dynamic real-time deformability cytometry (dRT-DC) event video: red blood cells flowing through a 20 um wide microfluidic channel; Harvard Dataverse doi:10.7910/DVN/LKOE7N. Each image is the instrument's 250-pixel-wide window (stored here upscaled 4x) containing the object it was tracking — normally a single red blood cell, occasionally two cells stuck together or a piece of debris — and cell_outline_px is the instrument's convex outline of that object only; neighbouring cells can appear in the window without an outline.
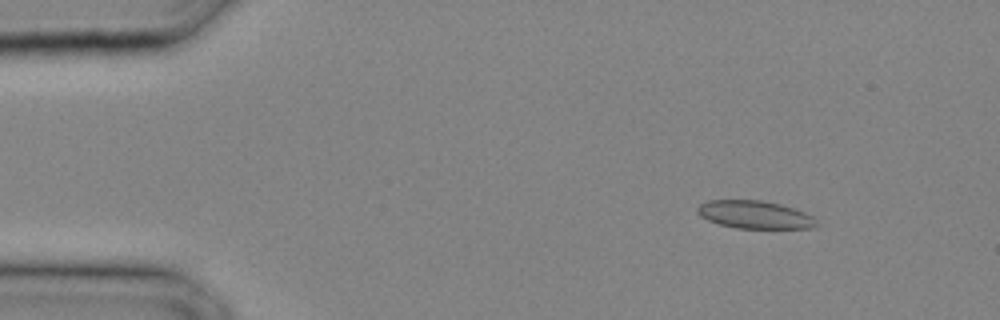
{"species": "common noctule bat (a hibernating species)", "species_latin": "Nyctalus noctula", "temperature_condition": "cold", "stored_images_in_passage": 30, "camera_frame_rate_fps": 3000, "um_per_image_px": 0.085, "animal": {"sex": "male", "body_mass_g": 20.4}, "frame": {"image": 1, "passage_image": 4, "time_ms": 1.0, "image_size_px": [1000, 320], "cell_outline_px": [[820, 224], [812, 228], [736, 228], [720, 224], [708, 220], [700, 216], [696, 212], [696, 208], [700, 204], [708, 200], [760, 200], [780, 204], [804, 212], [812, 216]], "centroid_in_image_um": [64.14, 18.24], "position_along_channel_um": 20.9, "area_um2": 19.31}}
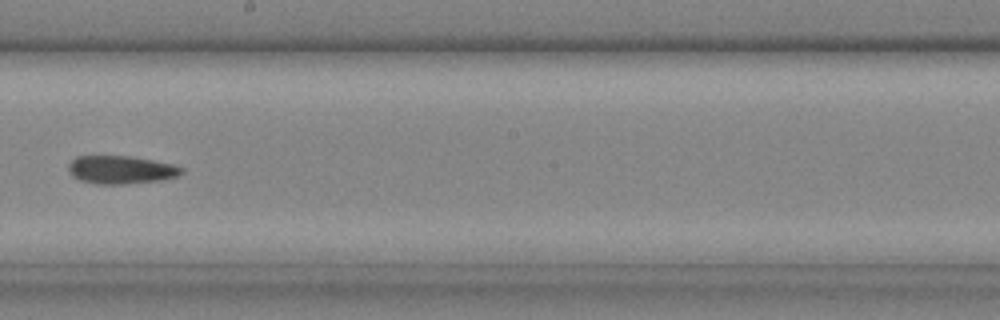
{"frame": {"image": 2, "passage_image": 18, "time_ms": 5.667, "image_size_px": [1000, 320], "cell_outline_px": [[184, 172], [176, 176], [160, 180], [120, 184], [96, 184], [80, 180], [72, 176], [68, 172], [68, 164], [76, 156], [132, 156], [172, 164], [184, 168]], "centroid_in_image_um": [10.25, 14.42], "position_along_channel_um": 238.0, "area_um2": 18.5}}
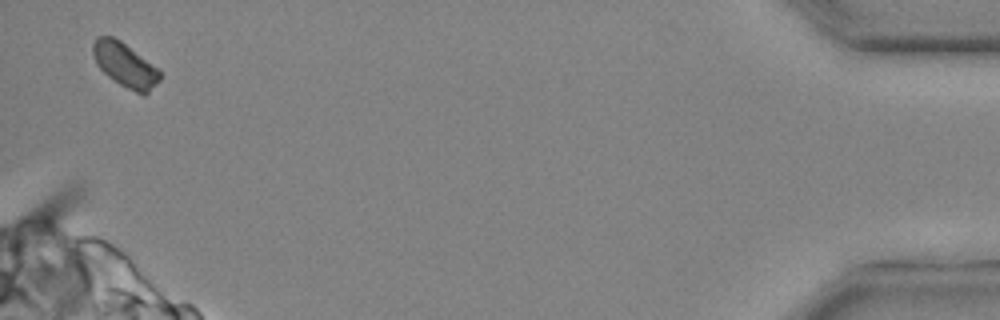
{"frame": {"image": 3, "passage_image": 30, "time_ms": 9.667, "image_size_px": [1000, 320], "cell_outline_px": [[160, 80], [144, 96], [120, 84], [108, 76], [96, 64], [92, 52], [92, 44], [96, 36], [112, 36], [120, 40], [160, 68]], "centroid_in_image_um": [10.63, 5.49], "position_along_channel_um": 424.6, "area_um2": 17.34}}